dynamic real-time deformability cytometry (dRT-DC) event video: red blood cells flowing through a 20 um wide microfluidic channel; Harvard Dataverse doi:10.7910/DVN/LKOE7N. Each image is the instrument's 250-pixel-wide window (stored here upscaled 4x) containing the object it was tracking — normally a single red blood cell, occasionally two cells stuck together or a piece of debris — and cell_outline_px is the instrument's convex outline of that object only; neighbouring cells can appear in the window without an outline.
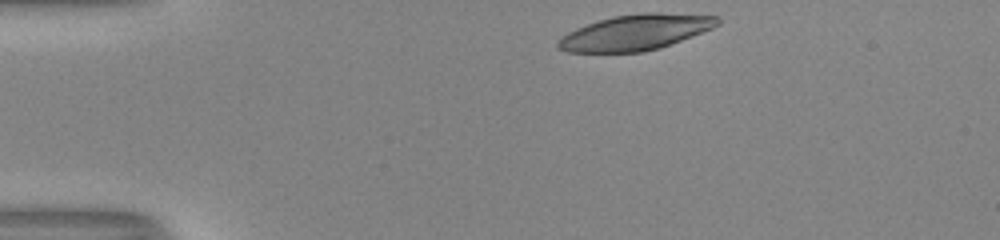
{"species": "human", "species_latin": "Homo sapiens", "temperature_condition": "room temperature", "stored_images_in_passage": 34, "camera_frame_rate_fps": 3000, "um_per_image_px": 0.085, "donor": {"sex": "male"}, "frame": {"image": 1, "passage_image": 1, "time_ms": 0.0, "image_size_px": [1000, 240], "cell_outline_px": [[720, 24], [712, 28], [660, 48], [644, 52], [568, 52], [556, 48], [556, 44], [568, 32], [576, 28], [612, 16], [644, 12], [660, 12], [720, 16]], "centroid_in_image_um": [54.04, 2.74], "position_along_channel_um": 31.0, "area_um2": 33.0}}
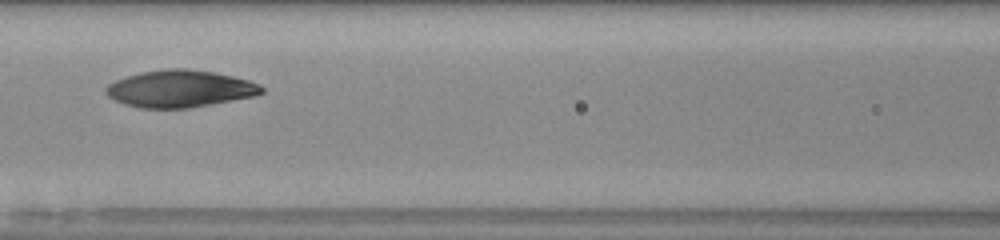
{"frame": {"image": 2, "passage_image": 15, "time_ms": 4.667, "image_size_px": [1000, 240], "cell_outline_px": [[264, 92], [256, 96], [188, 108], [140, 108], [124, 104], [108, 96], [104, 92], [104, 88], [108, 84], [116, 80], [140, 72], [164, 68], [188, 68], [216, 72], [248, 80], [260, 84], [264, 88]], "centroid_in_image_um": [15.3, 7.53], "position_along_channel_um": 151.3, "area_um2": 33.87}}
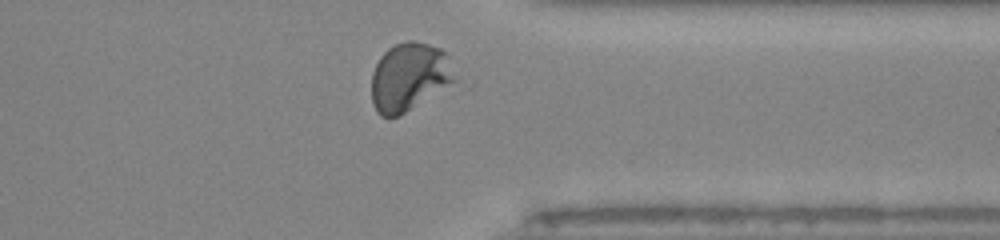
{"frame": {"image": 3, "passage_image": 32, "time_ms": 10.333, "image_size_px": [1000, 240], "cell_outline_px": [[460, 80], [400, 116], [380, 116], [376, 112], [372, 104], [372, 72], [380, 56], [388, 48], [396, 44], [408, 40], [412, 40], [428, 44], [440, 48], [448, 56]], "centroid_in_image_um": [34.83, 6.55], "position_along_channel_um": 376.6, "area_um2": 33.76}, "authors_computed_cell_mechanics": {"area_um2": 33.6396, "velocity_mm_per_s": 4.0222, "shape_relaxation_time_tau1_ms": 4.7991, "shape_relaxation_time_tau2_ms": 2.8379, "deformation_change_tau1": 0.1838, "deformation_change_tau2": 0.0895}}